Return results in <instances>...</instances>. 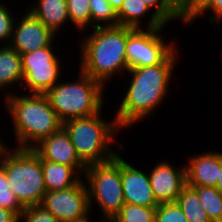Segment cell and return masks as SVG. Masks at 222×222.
<instances>
[{
	"label": "cell",
	"mask_w": 222,
	"mask_h": 222,
	"mask_svg": "<svg viewBox=\"0 0 222 222\" xmlns=\"http://www.w3.org/2000/svg\"><path fill=\"white\" fill-rule=\"evenodd\" d=\"M178 53L176 49L162 64L128 69L126 73L131 78L128 89L114 114L122 130L144 121L163 104L170 91Z\"/></svg>",
	"instance_id": "1"
},
{
	"label": "cell",
	"mask_w": 222,
	"mask_h": 222,
	"mask_svg": "<svg viewBox=\"0 0 222 222\" xmlns=\"http://www.w3.org/2000/svg\"><path fill=\"white\" fill-rule=\"evenodd\" d=\"M84 36L79 44L81 47L79 67L89 77L106 87L107 81L116 73L119 76L128 71L126 57L128 27L119 25L95 27L91 33Z\"/></svg>",
	"instance_id": "2"
},
{
	"label": "cell",
	"mask_w": 222,
	"mask_h": 222,
	"mask_svg": "<svg viewBox=\"0 0 222 222\" xmlns=\"http://www.w3.org/2000/svg\"><path fill=\"white\" fill-rule=\"evenodd\" d=\"M4 103L13 124L17 146L33 149L43 139L62 127L45 94H14L5 92Z\"/></svg>",
	"instance_id": "3"
},
{
	"label": "cell",
	"mask_w": 222,
	"mask_h": 222,
	"mask_svg": "<svg viewBox=\"0 0 222 222\" xmlns=\"http://www.w3.org/2000/svg\"><path fill=\"white\" fill-rule=\"evenodd\" d=\"M102 111L103 109L98 114L73 118L62 123L79 159L86 166L109 161L124 148L121 143H118L116 150L110 147L117 138V132L121 133L122 129L115 118L109 122L101 117Z\"/></svg>",
	"instance_id": "4"
},
{
	"label": "cell",
	"mask_w": 222,
	"mask_h": 222,
	"mask_svg": "<svg viewBox=\"0 0 222 222\" xmlns=\"http://www.w3.org/2000/svg\"><path fill=\"white\" fill-rule=\"evenodd\" d=\"M0 167L5 171L11 191L24 208L41 205L47 191L42 158L33 149L6 146L0 153Z\"/></svg>",
	"instance_id": "5"
},
{
	"label": "cell",
	"mask_w": 222,
	"mask_h": 222,
	"mask_svg": "<svg viewBox=\"0 0 222 222\" xmlns=\"http://www.w3.org/2000/svg\"><path fill=\"white\" fill-rule=\"evenodd\" d=\"M75 81H60L45 95L63 123L73 118L98 114L103 108L106 88L80 68Z\"/></svg>",
	"instance_id": "6"
},
{
	"label": "cell",
	"mask_w": 222,
	"mask_h": 222,
	"mask_svg": "<svg viewBox=\"0 0 222 222\" xmlns=\"http://www.w3.org/2000/svg\"><path fill=\"white\" fill-rule=\"evenodd\" d=\"M83 178H86L90 211L94 203L98 204L102 221L111 222L125 204L120 152L109 161L87 166Z\"/></svg>",
	"instance_id": "7"
},
{
	"label": "cell",
	"mask_w": 222,
	"mask_h": 222,
	"mask_svg": "<svg viewBox=\"0 0 222 222\" xmlns=\"http://www.w3.org/2000/svg\"><path fill=\"white\" fill-rule=\"evenodd\" d=\"M155 29H133L128 27L126 57L128 69L162 64L175 50V41H165L161 32ZM161 34V35H160Z\"/></svg>",
	"instance_id": "8"
},
{
	"label": "cell",
	"mask_w": 222,
	"mask_h": 222,
	"mask_svg": "<svg viewBox=\"0 0 222 222\" xmlns=\"http://www.w3.org/2000/svg\"><path fill=\"white\" fill-rule=\"evenodd\" d=\"M41 206L60 222H91L88 189L83 178L70 188L47 191Z\"/></svg>",
	"instance_id": "9"
},
{
	"label": "cell",
	"mask_w": 222,
	"mask_h": 222,
	"mask_svg": "<svg viewBox=\"0 0 222 222\" xmlns=\"http://www.w3.org/2000/svg\"><path fill=\"white\" fill-rule=\"evenodd\" d=\"M15 19L10 46L20 55L50 46L56 35L29 10ZM20 20V21H19ZM18 21V23H17Z\"/></svg>",
	"instance_id": "10"
},
{
	"label": "cell",
	"mask_w": 222,
	"mask_h": 222,
	"mask_svg": "<svg viewBox=\"0 0 222 222\" xmlns=\"http://www.w3.org/2000/svg\"><path fill=\"white\" fill-rule=\"evenodd\" d=\"M174 166L169 161H159L148 173L150 185L158 204L176 202L186 185V167Z\"/></svg>",
	"instance_id": "11"
},
{
	"label": "cell",
	"mask_w": 222,
	"mask_h": 222,
	"mask_svg": "<svg viewBox=\"0 0 222 222\" xmlns=\"http://www.w3.org/2000/svg\"><path fill=\"white\" fill-rule=\"evenodd\" d=\"M33 150L43 160L72 166L84 176L87 166L79 159L75 147L63 127L43 139Z\"/></svg>",
	"instance_id": "12"
},
{
	"label": "cell",
	"mask_w": 222,
	"mask_h": 222,
	"mask_svg": "<svg viewBox=\"0 0 222 222\" xmlns=\"http://www.w3.org/2000/svg\"><path fill=\"white\" fill-rule=\"evenodd\" d=\"M121 179L125 203L144 207H157L149 174L140 171L121 156Z\"/></svg>",
	"instance_id": "13"
},
{
	"label": "cell",
	"mask_w": 222,
	"mask_h": 222,
	"mask_svg": "<svg viewBox=\"0 0 222 222\" xmlns=\"http://www.w3.org/2000/svg\"><path fill=\"white\" fill-rule=\"evenodd\" d=\"M186 167V184L215 187L222 167V153L206 151L191 156Z\"/></svg>",
	"instance_id": "14"
},
{
	"label": "cell",
	"mask_w": 222,
	"mask_h": 222,
	"mask_svg": "<svg viewBox=\"0 0 222 222\" xmlns=\"http://www.w3.org/2000/svg\"><path fill=\"white\" fill-rule=\"evenodd\" d=\"M143 0H123L122 7L117 12L118 25L133 29H143L142 23L146 14H151L146 21L145 29L165 27L166 24L158 18ZM142 25V26H141Z\"/></svg>",
	"instance_id": "15"
},
{
	"label": "cell",
	"mask_w": 222,
	"mask_h": 222,
	"mask_svg": "<svg viewBox=\"0 0 222 222\" xmlns=\"http://www.w3.org/2000/svg\"><path fill=\"white\" fill-rule=\"evenodd\" d=\"M61 66V67H60ZM63 65L31 66V69H22V89L30 94H46L61 79Z\"/></svg>",
	"instance_id": "16"
},
{
	"label": "cell",
	"mask_w": 222,
	"mask_h": 222,
	"mask_svg": "<svg viewBox=\"0 0 222 222\" xmlns=\"http://www.w3.org/2000/svg\"><path fill=\"white\" fill-rule=\"evenodd\" d=\"M37 1L28 10L55 35L60 34L66 22H70L66 0Z\"/></svg>",
	"instance_id": "17"
},
{
	"label": "cell",
	"mask_w": 222,
	"mask_h": 222,
	"mask_svg": "<svg viewBox=\"0 0 222 222\" xmlns=\"http://www.w3.org/2000/svg\"><path fill=\"white\" fill-rule=\"evenodd\" d=\"M46 191L64 190L75 186L83 176L72 166L42 159Z\"/></svg>",
	"instance_id": "18"
},
{
	"label": "cell",
	"mask_w": 222,
	"mask_h": 222,
	"mask_svg": "<svg viewBox=\"0 0 222 222\" xmlns=\"http://www.w3.org/2000/svg\"><path fill=\"white\" fill-rule=\"evenodd\" d=\"M22 83L21 55L10 45L0 46V89L4 92L9 86H22Z\"/></svg>",
	"instance_id": "19"
},
{
	"label": "cell",
	"mask_w": 222,
	"mask_h": 222,
	"mask_svg": "<svg viewBox=\"0 0 222 222\" xmlns=\"http://www.w3.org/2000/svg\"><path fill=\"white\" fill-rule=\"evenodd\" d=\"M176 202L181 207L188 222H211L200 203L196 190L188 184L183 187Z\"/></svg>",
	"instance_id": "20"
},
{
	"label": "cell",
	"mask_w": 222,
	"mask_h": 222,
	"mask_svg": "<svg viewBox=\"0 0 222 222\" xmlns=\"http://www.w3.org/2000/svg\"><path fill=\"white\" fill-rule=\"evenodd\" d=\"M200 199L211 222H222V193L215 187L191 186Z\"/></svg>",
	"instance_id": "21"
},
{
	"label": "cell",
	"mask_w": 222,
	"mask_h": 222,
	"mask_svg": "<svg viewBox=\"0 0 222 222\" xmlns=\"http://www.w3.org/2000/svg\"><path fill=\"white\" fill-rule=\"evenodd\" d=\"M89 5L91 29L118 25L117 13L107 0H90Z\"/></svg>",
	"instance_id": "22"
},
{
	"label": "cell",
	"mask_w": 222,
	"mask_h": 222,
	"mask_svg": "<svg viewBox=\"0 0 222 222\" xmlns=\"http://www.w3.org/2000/svg\"><path fill=\"white\" fill-rule=\"evenodd\" d=\"M53 43L50 46L36 49L21 55L22 69H31V66L63 65L59 56L54 54Z\"/></svg>",
	"instance_id": "23"
},
{
	"label": "cell",
	"mask_w": 222,
	"mask_h": 222,
	"mask_svg": "<svg viewBox=\"0 0 222 222\" xmlns=\"http://www.w3.org/2000/svg\"><path fill=\"white\" fill-rule=\"evenodd\" d=\"M156 207L125 203L111 222H154Z\"/></svg>",
	"instance_id": "24"
},
{
	"label": "cell",
	"mask_w": 222,
	"mask_h": 222,
	"mask_svg": "<svg viewBox=\"0 0 222 222\" xmlns=\"http://www.w3.org/2000/svg\"><path fill=\"white\" fill-rule=\"evenodd\" d=\"M90 0H66L70 23L76 29L84 32L91 28Z\"/></svg>",
	"instance_id": "25"
},
{
	"label": "cell",
	"mask_w": 222,
	"mask_h": 222,
	"mask_svg": "<svg viewBox=\"0 0 222 222\" xmlns=\"http://www.w3.org/2000/svg\"><path fill=\"white\" fill-rule=\"evenodd\" d=\"M146 5L166 25L171 21H180L178 12V0H143Z\"/></svg>",
	"instance_id": "26"
},
{
	"label": "cell",
	"mask_w": 222,
	"mask_h": 222,
	"mask_svg": "<svg viewBox=\"0 0 222 222\" xmlns=\"http://www.w3.org/2000/svg\"><path fill=\"white\" fill-rule=\"evenodd\" d=\"M0 207L13 211L18 217L24 211L17 197L11 191L5 171L0 167Z\"/></svg>",
	"instance_id": "27"
},
{
	"label": "cell",
	"mask_w": 222,
	"mask_h": 222,
	"mask_svg": "<svg viewBox=\"0 0 222 222\" xmlns=\"http://www.w3.org/2000/svg\"><path fill=\"white\" fill-rule=\"evenodd\" d=\"M211 0H178L180 21L187 25L210 4Z\"/></svg>",
	"instance_id": "28"
},
{
	"label": "cell",
	"mask_w": 222,
	"mask_h": 222,
	"mask_svg": "<svg viewBox=\"0 0 222 222\" xmlns=\"http://www.w3.org/2000/svg\"><path fill=\"white\" fill-rule=\"evenodd\" d=\"M154 222H188L177 202L163 203L156 207Z\"/></svg>",
	"instance_id": "29"
},
{
	"label": "cell",
	"mask_w": 222,
	"mask_h": 222,
	"mask_svg": "<svg viewBox=\"0 0 222 222\" xmlns=\"http://www.w3.org/2000/svg\"><path fill=\"white\" fill-rule=\"evenodd\" d=\"M60 222L52 213L41 205L26 207L18 222Z\"/></svg>",
	"instance_id": "30"
},
{
	"label": "cell",
	"mask_w": 222,
	"mask_h": 222,
	"mask_svg": "<svg viewBox=\"0 0 222 222\" xmlns=\"http://www.w3.org/2000/svg\"><path fill=\"white\" fill-rule=\"evenodd\" d=\"M15 19L9 7L0 2V43L10 44Z\"/></svg>",
	"instance_id": "31"
},
{
	"label": "cell",
	"mask_w": 222,
	"mask_h": 222,
	"mask_svg": "<svg viewBox=\"0 0 222 222\" xmlns=\"http://www.w3.org/2000/svg\"><path fill=\"white\" fill-rule=\"evenodd\" d=\"M205 13H213L207 18L211 24L222 23V0H211L210 4L195 19H199V17L204 16Z\"/></svg>",
	"instance_id": "32"
},
{
	"label": "cell",
	"mask_w": 222,
	"mask_h": 222,
	"mask_svg": "<svg viewBox=\"0 0 222 222\" xmlns=\"http://www.w3.org/2000/svg\"><path fill=\"white\" fill-rule=\"evenodd\" d=\"M18 218L13 211L0 207V222H18Z\"/></svg>",
	"instance_id": "33"
},
{
	"label": "cell",
	"mask_w": 222,
	"mask_h": 222,
	"mask_svg": "<svg viewBox=\"0 0 222 222\" xmlns=\"http://www.w3.org/2000/svg\"><path fill=\"white\" fill-rule=\"evenodd\" d=\"M116 13L120 10L123 4V0H107Z\"/></svg>",
	"instance_id": "34"
},
{
	"label": "cell",
	"mask_w": 222,
	"mask_h": 222,
	"mask_svg": "<svg viewBox=\"0 0 222 222\" xmlns=\"http://www.w3.org/2000/svg\"><path fill=\"white\" fill-rule=\"evenodd\" d=\"M215 188L218 189L222 193V167L220 169V175L218 177V181L216 183Z\"/></svg>",
	"instance_id": "35"
},
{
	"label": "cell",
	"mask_w": 222,
	"mask_h": 222,
	"mask_svg": "<svg viewBox=\"0 0 222 222\" xmlns=\"http://www.w3.org/2000/svg\"><path fill=\"white\" fill-rule=\"evenodd\" d=\"M6 142L4 143V141H2V139L0 138V153L4 150V148L6 147Z\"/></svg>",
	"instance_id": "36"
}]
</instances>
